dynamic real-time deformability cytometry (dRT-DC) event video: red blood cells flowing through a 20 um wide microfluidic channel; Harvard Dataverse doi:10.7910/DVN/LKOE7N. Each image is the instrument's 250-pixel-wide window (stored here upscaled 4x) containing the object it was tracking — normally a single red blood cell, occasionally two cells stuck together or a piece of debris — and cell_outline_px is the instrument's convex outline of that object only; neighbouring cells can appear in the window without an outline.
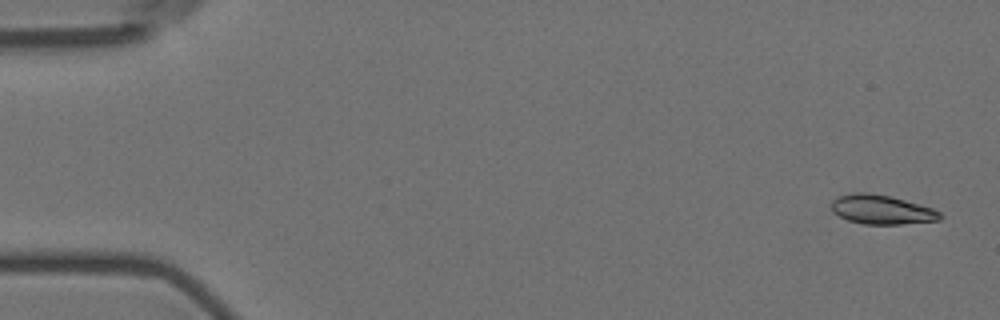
{"species": "Egyptian fruit bat (a non-hibernating species)", "species_latin": "Rousettus aegyptiacus", "temperature_condition": "room temperature", "stored_images_in_passage": 11, "camera_frame_rate_fps": 3000, "um_per_image_px": 0.085, "animal": {"sex": "female"}, "frame": {"image": 1, "passage_image": 1, "time_ms": 0.0, "image_size_px": [1000, 320], "cell_outline_px": [[944, 216], [940, 220], [900, 224], [864, 224], [848, 220], [832, 212], [832, 200], [836, 196], [852, 192], [868, 192], [888, 196], [920, 204], [932, 208], [940, 212]], "centroid_in_image_um": [74.92, 17.81], "position_along_channel_um": 10.1, "area_um2": 18.55}}
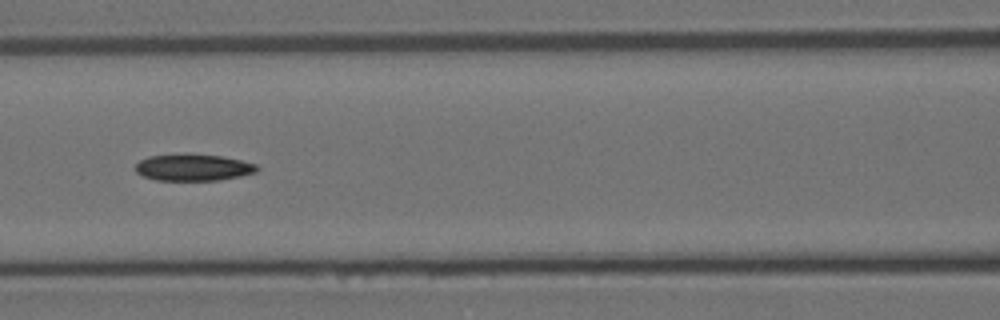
{"frame": {"image": 2, "passage_image": 7, "time_ms": 7.667, "image_size_px": [1000, 320], "cell_outline_px": [[260, 168], [256, 172], [240, 176], [220, 180], [156, 180], [144, 176], [136, 172], [136, 164], [140, 160], [148, 156], [184, 152], [224, 156], [256, 164]], "centroid_in_image_um": [16.42, 14.2], "position_along_channel_um": 150.2, "area_um2": 19.31}}
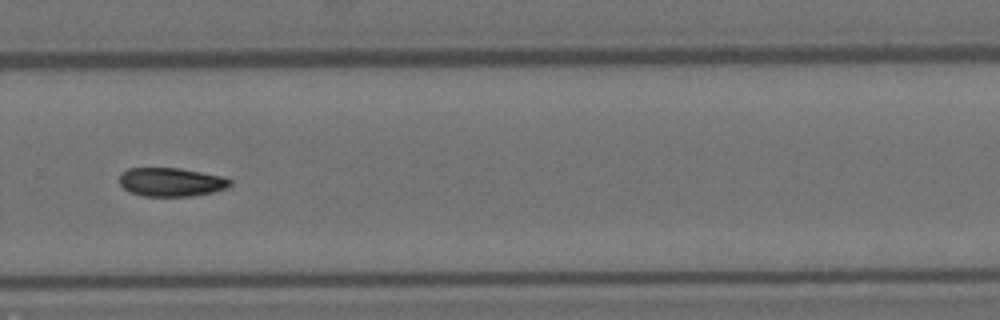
{"frame": {"image": 3, "passage_image": 11, "time_ms": 12.333, "image_size_px": [1000, 320], "cell_outline_px": [[232, 184], [216, 192], [192, 196], [144, 196], [128, 192], [120, 184], [120, 176], [128, 168], [180, 168], [220, 176], [232, 180]], "centroid_in_image_um": [14.55, 15.48], "position_along_channel_um": 315.3, "area_um2": 18.44}}